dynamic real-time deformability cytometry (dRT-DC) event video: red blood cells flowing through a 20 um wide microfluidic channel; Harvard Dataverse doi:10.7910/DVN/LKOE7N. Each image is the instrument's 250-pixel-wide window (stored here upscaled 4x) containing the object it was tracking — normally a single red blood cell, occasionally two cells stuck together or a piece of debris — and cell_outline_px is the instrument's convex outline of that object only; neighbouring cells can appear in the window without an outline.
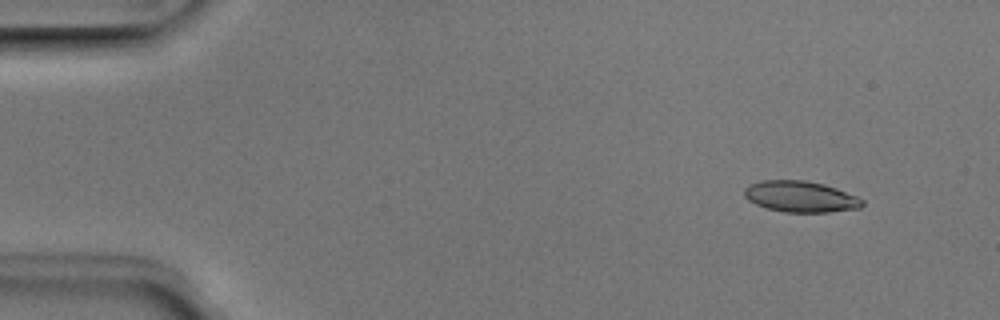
{"species": "Egyptian fruit bat (a non-hibernating species)", "species_latin": "Rousettus aegyptiacus", "temperature_condition": "room temperature", "stored_images_in_passage": 5, "camera_frame_rate_fps": 3000, "um_per_image_px": 0.085, "animal": {"sex": "male"}, "frame": {"image": 1, "passage_image": 2, "time_ms": 0.333, "image_size_px": [1000, 320], "cell_outline_px": [[864, 204], [860, 208], [828, 212], [784, 212], [768, 208], [756, 204], [748, 200], [744, 196], [744, 188], [752, 184], [764, 180], [804, 180], [824, 184], [836, 188], [856, 196], [864, 200]], "centroid_in_image_um": [68.06, 16.71], "position_along_channel_um": 16.9, "area_um2": 21.27}}
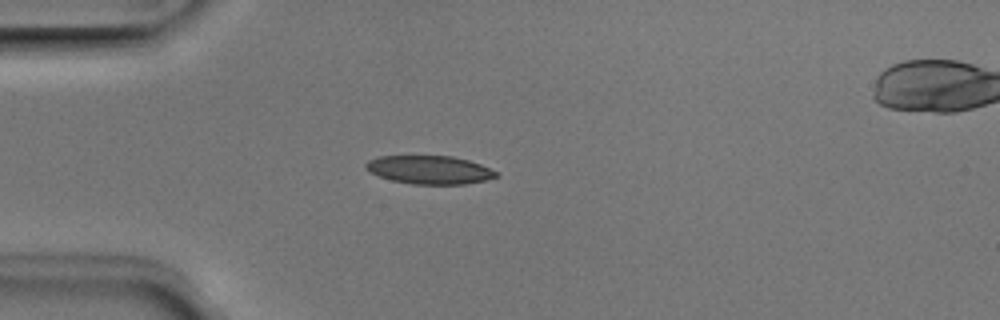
{"frame": {"image": 2, "passage_image": 4, "time_ms": 1.0, "image_size_px": [1000, 320], "cell_outline_px": [[500, 176], [484, 180], [464, 184], [412, 184], [392, 180], [368, 172], [364, 168], [364, 164], [368, 160], [376, 156], [452, 156], [468, 160], [480, 164], [496, 172]], "centroid_in_image_um": [36.45, 14.43], "position_along_channel_um": 48.5, "area_um2": 21.5}}